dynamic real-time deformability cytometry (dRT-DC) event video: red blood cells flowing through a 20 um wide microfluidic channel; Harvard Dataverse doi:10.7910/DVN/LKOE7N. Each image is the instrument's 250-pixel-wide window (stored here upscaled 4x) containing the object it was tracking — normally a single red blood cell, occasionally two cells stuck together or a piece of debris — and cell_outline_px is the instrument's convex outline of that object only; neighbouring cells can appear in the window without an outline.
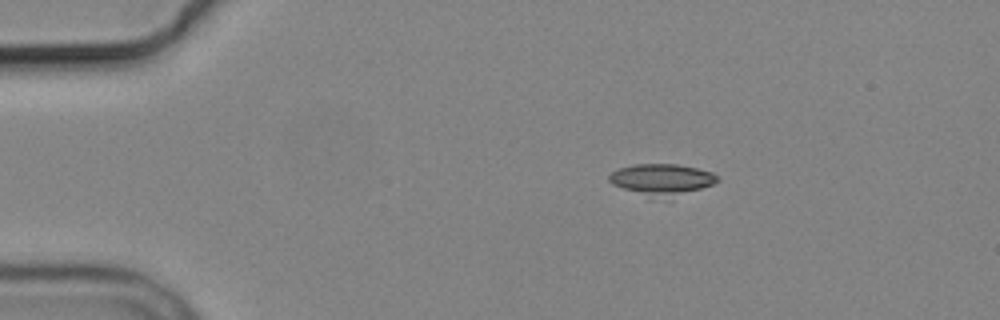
{"species": "common noctule bat (a hibernating species)", "species_latin": "Nyctalus noctula", "temperature_condition": "cold", "stored_images_in_passage": 2, "camera_frame_rate_fps": 3000, "um_per_image_px": 0.085, "animal": {"sex": "male", "body_mass_g": 19.2, "forearm_length_mm": 51.8}, "frame": {"image": 1, "passage_image": 1, "time_ms": 0.0, "image_size_px": [1000, 320], "cell_outline_px": [[720, 180], [712, 184], [700, 188], [676, 192], [644, 192], [624, 188], [612, 184], [608, 180], [608, 176], [612, 172], [620, 168], [636, 164], [676, 164], [696, 168], [712, 172]], "centroid_in_image_um": [56.23, 15.12], "position_along_channel_um": 28.8, "area_um2": 17.57}}